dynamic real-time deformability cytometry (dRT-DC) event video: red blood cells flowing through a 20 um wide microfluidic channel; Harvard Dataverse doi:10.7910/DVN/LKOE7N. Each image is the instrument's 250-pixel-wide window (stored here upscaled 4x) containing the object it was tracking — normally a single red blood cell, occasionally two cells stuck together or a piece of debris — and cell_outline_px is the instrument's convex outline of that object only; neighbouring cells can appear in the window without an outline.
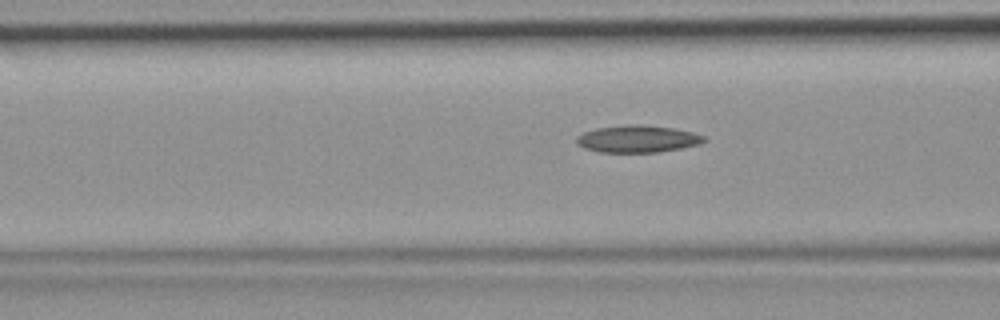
{"species": "common noctule bat (a hibernating species)", "species_latin": "Nyctalus noctula", "temperature_condition": "room temperature", "stored_images_in_passage": 5, "camera_frame_rate_fps": 3000, "um_per_image_px": 0.085, "animal": {"sex": "female", "body_mass_g": 19.9}, "frame": {"image": 1, "passage_image": 5, "time_ms": 1.333, "image_size_px": [1000, 320], "cell_outline_px": [[704, 140], [700, 144], [680, 148], [656, 152], [600, 152], [584, 148], [576, 144], [576, 136], [584, 132], [596, 128], [628, 124], [636, 124], [672, 128], [692, 132], [704, 136]], "centroid_in_image_um": [54.13, 11.8], "position_along_channel_um": 112.5, "area_um2": 20.0}}